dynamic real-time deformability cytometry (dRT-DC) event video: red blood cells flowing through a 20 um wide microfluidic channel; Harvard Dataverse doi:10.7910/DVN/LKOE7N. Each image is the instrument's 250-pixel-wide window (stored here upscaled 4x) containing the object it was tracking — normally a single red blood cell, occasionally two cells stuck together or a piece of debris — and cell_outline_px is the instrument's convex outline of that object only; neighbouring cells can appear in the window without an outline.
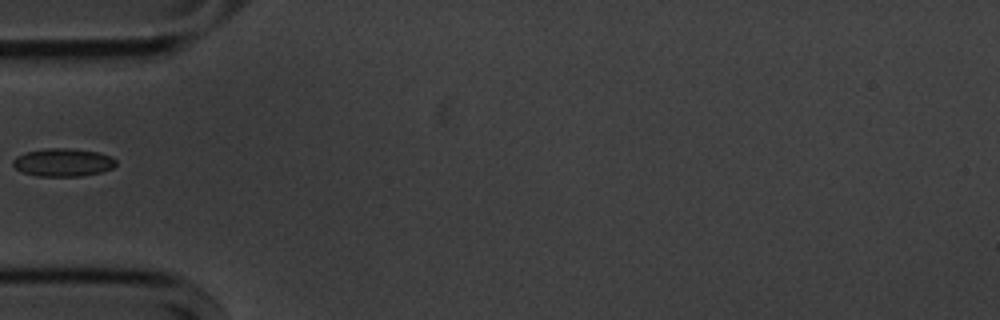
{"species": "common noctule bat (a hibernating species)", "species_latin": "Nyctalus noctula", "temperature_condition": "cold", "stored_images_in_passage": 38, "camera_frame_rate_fps": 3000, "um_per_image_px": 0.085, "animal": {"sex": "male", "body_mass_g": 20.1, "forearm_length_mm": 53.5}, "frame": {"image": 1, "passage_image": 1, "time_ms": 0.0, "image_size_px": [1000, 320], "cell_outline_px": [[116, 164], [112, 168], [100, 172], [80, 176], [36, 176], [24, 172], [16, 168], [12, 164], [12, 160], [16, 156], [28, 152], [48, 148], [68, 148], [100, 152], [112, 156], [116, 160]], "centroid_in_image_um": [5.38, 13.8], "position_along_channel_um": 79.6, "area_um2": 16.76}}
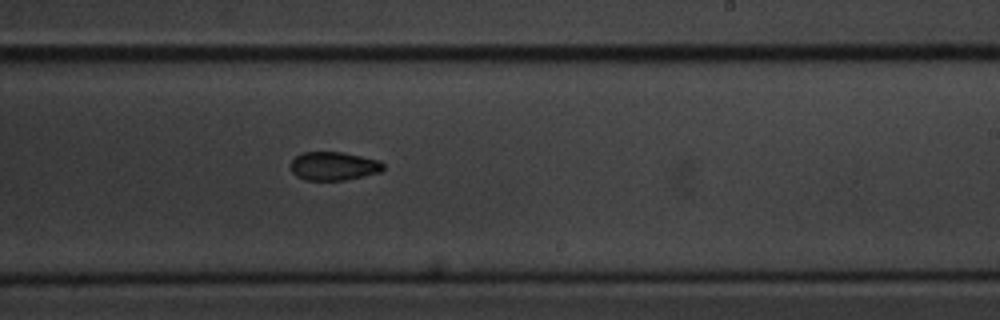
{"frame": {"image": 2, "passage_image": 16, "time_ms": 5.0, "image_size_px": [1000, 320], "cell_outline_px": [[384, 168], [380, 172], [364, 176], [344, 180], [304, 180], [296, 176], [292, 172], [292, 160], [300, 152], [344, 152], [380, 160], [384, 164]], "centroid_in_image_um": [28.38, 14.11], "position_along_channel_um": 260.6, "area_um2": 15.49}}
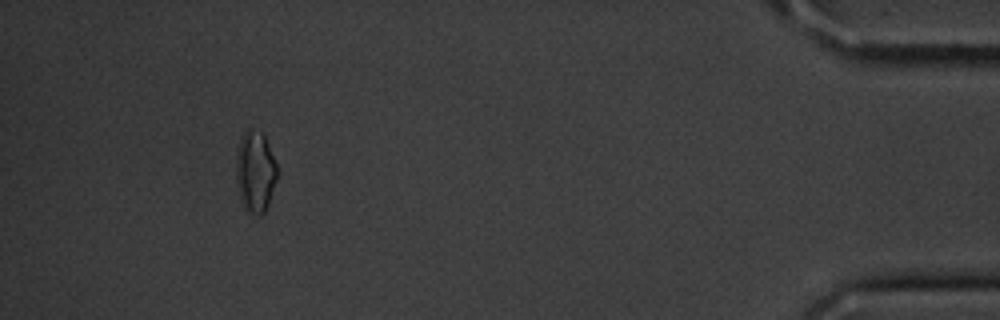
{"frame": {"image": 3, "passage_image": 34, "time_ms": 11.0, "image_size_px": [1000, 320], "cell_outline_px": [[276, 180], [268, 204], [264, 212], [260, 216], [248, 212], [244, 208], [240, 196], [236, 180], [236, 160], [240, 136], [248, 128], [260, 132], [264, 136], [268, 144], [276, 164]], "centroid_in_image_um": [21.68, 14.59], "position_along_channel_um": 413.5, "area_um2": 19.19}}